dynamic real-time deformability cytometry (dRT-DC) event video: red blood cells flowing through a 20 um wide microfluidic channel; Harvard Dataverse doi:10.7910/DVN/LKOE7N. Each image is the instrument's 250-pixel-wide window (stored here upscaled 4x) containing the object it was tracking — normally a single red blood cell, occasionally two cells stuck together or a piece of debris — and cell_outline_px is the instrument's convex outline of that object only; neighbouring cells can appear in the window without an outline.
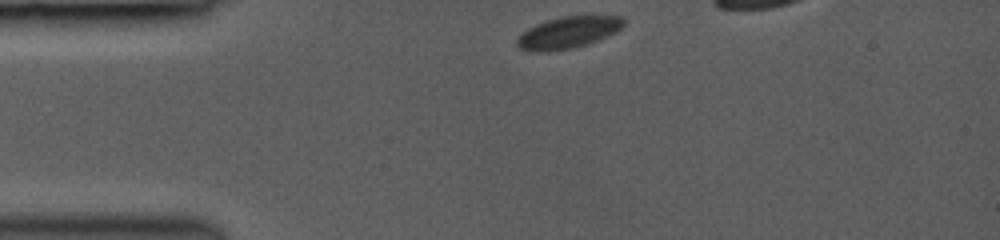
{"species": "common noctule bat (a hibernating species)", "species_latin": "Nyctalus noctula", "temperature_condition": "room temperature", "stored_images_in_passage": 8, "segment_of_instrument_passage": [1, 2], "camera_frame_rate_fps": 3000, "um_per_image_px": 0.085, "animal": {"sex": "female", "body_mass_g": 19.0, "forearm_length_mm": 53.3}, "frame": {"image": 1, "passage_image": 1, "time_ms": 0.0, "image_size_px": [1000, 240], "cell_outline_px": [[628, 20], [616, 32], [588, 44], [572, 48], [548, 52], [536, 52], [520, 48], [516, 44], [516, 40], [528, 28], [536, 24], [560, 16], [624, 16]], "centroid_in_image_um": [48.32, 2.76], "position_along_channel_um": 36.7, "area_um2": 19.71}}